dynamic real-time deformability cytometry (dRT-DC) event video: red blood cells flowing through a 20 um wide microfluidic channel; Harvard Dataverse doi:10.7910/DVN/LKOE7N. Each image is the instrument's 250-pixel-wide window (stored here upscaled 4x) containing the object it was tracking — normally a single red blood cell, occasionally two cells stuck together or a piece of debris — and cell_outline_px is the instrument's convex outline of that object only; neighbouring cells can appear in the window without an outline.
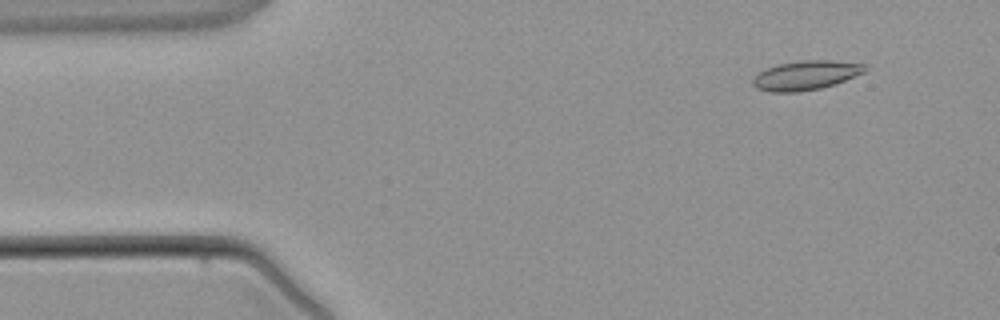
{"species": "common noctule bat (a hibernating species)", "species_latin": "Nyctalus noctula", "temperature_condition": "warm", "stored_images_in_passage": 5, "camera_frame_rate_fps": 3000, "um_per_image_px": 0.085, "animal": {"sex": "male", "body_mass_g": 21.5, "forearm_length_mm": 52.0}, "frame": {"image": 1, "passage_image": 2, "time_ms": 1.0, "image_size_px": [1000, 320], "cell_outline_px": [[868, 68], [864, 72], [844, 80], [820, 88], [800, 92], [772, 92], [756, 88], [752, 84], [752, 80], [760, 72], [776, 64], [804, 60], [832, 60], [868, 64]], "centroid_in_image_um": [68.51, 6.39], "position_along_channel_um": 16.5, "area_um2": 19.02}}
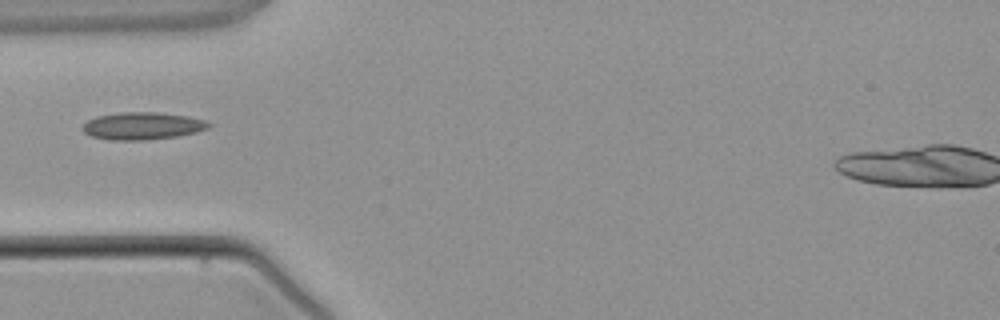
{"frame": {"image": 2, "passage_image": 4, "time_ms": 4.0, "image_size_px": [1000, 320], "cell_outline_px": [[212, 124], [208, 128], [196, 132], [176, 136], [144, 140], [112, 140], [92, 136], [84, 132], [80, 128], [88, 120], [96, 116], [120, 112], [156, 112], [188, 116], [204, 120]], "centroid_in_image_um": [12.09, 10.69], "position_along_channel_um": 72.9, "area_um2": 20.06}}
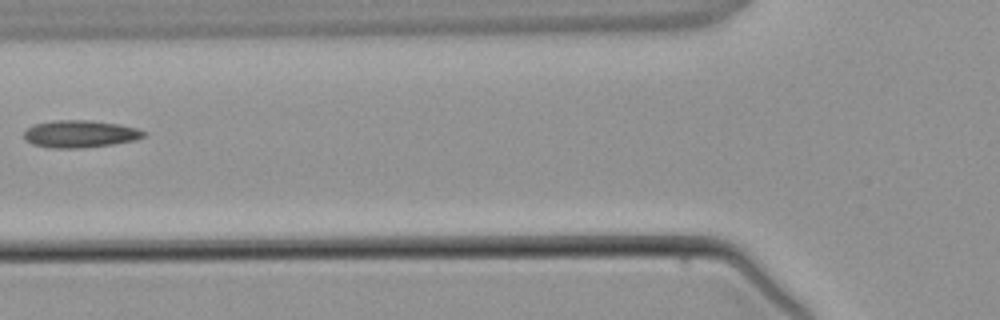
{"frame": {"image": 3, "passage_image": 5, "time_ms": 5.0, "image_size_px": [1000, 320], "cell_outline_px": [[148, 132], [144, 136], [136, 140], [112, 144], [80, 148], [56, 148], [32, 144], [24, 136], [24, 132], [28, 128], [36, 124], [56, 120], [92, 120], [120, 124], [136, 128]], "centroid_in_image_um": [6.86, 11.37], "position_along_channel_um": 118.9, "area_um2": 18.9}}